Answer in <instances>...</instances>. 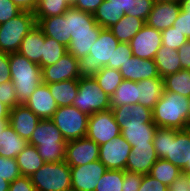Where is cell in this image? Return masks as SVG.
<instances>
[{"label":"cell","instance_id":"cell-30","mask_svg":"<svg viewBox=\"0 0 190 191\" xmlns=\"http://www.w3.org/2000/svg\"><path fill=\"white\" fill-rule=\"evenodd\" d=\"M58 107L72 105L78 94V79L47 84Z\"/></svg>","mask_w":190,"mask_h":191},{"label":"cell","instance_id":"cell-23","mask_svg":"<svg viewBox=\"0 0 190 191\" xmlns=\"http://www.w3.org/2000/svg\"><path fill=\"white\" fill-rule=\"evenodd\" d=\"M68 19L69 36L94 34L101 27L97 24L93 14L83 12L75 7H70L66 11Z\"/></svg>","mask_w":190,"mask_h":191},{"label":"cell","instance_id":"cell-5","mask_svg":"<svg viewBox=\"0 0 190 191\" xmlns=\"http://www.w3.org/2000/svg\"><path fill=\"white\" fill-rule=\"evenodd\" d=\"M119 43L109 29L103 28L91 47L89 55L79 59L81 76L93 77L104 66L113 68V54Z\"/></svg>","mask_w":190,"mask_h":191},{"label":"cell","instance_id":"cell-58","mask_svg":"<svg viewBox=\"0 0 190 191\" xmlns=\"http://www.w3.org/2000/svg\"><path fill=\"white\" fill-rule=\"evenodd\" d=\"M181 10L190 13V0H180Z\"/></svg>","mask_w":190,"mask_h":191},{"label":"cell","instance_id":"cell-14","mask_svg":"<svg viewBox=\"0 0 190 191\" xmlns=\"http://www.w3.org/2000/svg\"><path fill=\"white\" fill-rule=\"evenodd\" d=\"M99 159V145L87 137L66 143L65 162L70 167L85 165Z\"/></svg>","mask_w":190,"mask_h":191},{"label":"cell","instance_id":"cell-41","mask_svg":"<svg viewBox=\"0 0 190 191\" xmlns=\"http://www.w3.org/2000/svg\"><path fill=\"white\" fill-rule=\"evenodd\" d=\"M0 176L9 183L21 176L16 158L0 156Z\"/></svg>","mask_w":190,"mask_h":191},{"label":"cell","instance_id":"cell-45","mask_svg":"<svg viewBox=\"0 0 190 191\" xmlns=\"http://www.w3.org/2000/svg\"><path fill=\"white\" fill-rule=\"evenodd\" d=\"M132 56L130 44L120 42L113 54V69L119 70Z\"/></svg>","mask_w":190,"mask_h":191},{"label":"cell","instance_id":"cell-10","mask_svg":"<svg viewBox=\"0 0 190 191\" xmlns=\"http://www.w3.org/2000/svg\"><path fill=\"white\" fill-rule=\"evenodd\" d=\"M120 134V127L116 123L111 109L93 113L88 117L86 137L93 140L99 146Z\"/></svg>","mask_w":190,"mask_h":191},{"label":"cell","instance_id":"cell-3","mask_svg":"<svg viewBox=\"0 0 190 191\" xmlns=\"http://www.w3.org/2000/svg\"><path fill=\"white\" fill-rule=\"evenodd\" d=\"M67 141L52 119L40 120L34 129L28 144L37 147L44 162H62L65 160Z\"/></svg>","mask_w":190,"mask_h":191},{"label":"cell","instance_id":"cell-39","mask_svg":"<svg viewBox=\"0 0 190 191\" xmlns=\"http://www.w3.org/2000/svg\"><path fill=\"white\" fill-rule=\"evenodd\" d=\"M70 8L66 0H39L34 11L35 18H46L64 14Z\"/></svg>","mask_w":190,"mask_h":191},{"label":"cell","instance_id":"cell-27","mask_svg":"<svg viewBox=\"0 0 190 191\" xmlns=\"http://www.w3.org/2000/svg\"><path fill=\"white\" fill-rule=\"evenodd\" d=\"M27 144L9 124L0 131V156L16 158Z\"/></svg>","mask_w":190,"mask_h":191},{"label":"cell","instance_id":"cell-21","mask_svg":"<svg viewBox=\"0 0 190 191\" xmlns=\"http://www.w3.org/2000/svg\"><path fill=\"white\" fill-rule=\"evenodd\" d=\"M126 170L130 172L149 174L152 166L159 159L153 144L131 147Z\"/></svg>","mask_w":190,"mask_h":191},{"label":"cell","instance_id":"cell-16","mask_svg":"<svg viewBox=\"0 0 190 191\" xmlns=\"http://www.w3.org/2000/svg\"><path fill=\"white\" fill-rule=\"evenodd\" d=\"M116 123L122 131L126 126H143V123H154L152 109L137 103L134 105L124 104L111 108Z\"/></svg>","mask_w":190,"mask_h":191},{"label":"cell","instance_id":"cell-38","mask_svg":"<svg viewBox=\"0 0 190 191\" xmlns=\"http://www.w3.org/2000/svg\"><path fill=\"white\" fill-rule=\"evenodd\" d=\"M67 53V47L58 43L51 37L45 36L43 45V55L41 58V68L50 66L58 62Z\"/></svg>","mask_w":190,"mask_h":191},{"label":"cell","instance_id":"cell-4","mask_svg":"<svg viewBox=\"0 0 190 191\" xmlns=\"http://www.w3.org/2000/svg\"><path fill=\"white\" fill-rule=\"evenodd\" d=\"M11 81L20 104L31 96L42 83V68L18 52L9 53Z\"/></svg>","mask_w":190,"mask_h":191},{"label":"cell","instance_id":"cell-61","mask_svg":"<svg viewBox=\"0 0 190 191\" xmlns=\"http://www.w3.org/2000/svg\"><path fill=\"white\" fill-rule=\"evenodd\" d=\"M182 174L185 176L188 183V187L190 188V172H182Z\"/></svg>","mask_w":190,"mask_h":191},{"label":"cell","instance_id":"cell-55","mask_svg":"<svg viewBox=\"0 0 190 191\" xmlns=\"http://www.w3.org/2000/svg\"><path fill=\"white\" fill-rule=\"evenodd\" d=\"M169 191H190L187 180L183 174L169 186Z\"/></svg>","mask_w":190,"mask_h":191},{"label":"cell","instance_id":"cell-11","mask_svg":"<svg viewBox=\"0 0 190 191\" xmlns=\"http://www.w3.org/2000/svg\"><path fill=\"white\" fill-rule=\"evenodd\" d=\"M131 145L120 134L99 146V160L107 169L126 170Z\"/></svg>","mask_w":190,"mask_h":191},{"label":"cell","instance_id":"cell-43","mask_svg":"<svg viewBox=\"0 0 190 191\" xmlns=\"http://www.w3.org/2000/svg\"><path fill=\"white\" fill-rule=\"evenodd\" d=\"M155 0H130L128 15L144 21L148 18Z\"/></svg>","mask_w":190,"mask_h":191},{"label":"cell","instance_id":"cell-25","mask_svg":"<svg viewBox=\"0 0 190 191\" xmlns=\"http://www.w3.org/2000/svg\"><path fill=\"white\" fill-rule=\"evenodd\" d=\"M164 91L163 78L138 81V103L149 109L154 108Z\"/></svg>","mask_w":190,"mask_h":191},{"label":"cell","instance_id":"cell-8","mask_svg":"<svg viewBox=\"0 0 190 191\" xmlns=\"http://www.w3.org/2000/svg\"><path fill=\"white\" fill-rule=\"evenodd\" d=\"M72 105L89 116L111 109L110 97L99 87L95 78L89 76L78 79V94Z\"/></svg>","mask_w":190,"mask_h":191},{"label":"cell","instance_id":"cell-52","mask_svg":"<svg viewBox=\"0 0 190 191\" xmlns=\"http://www.w3.org/2000/svg\"><path fill=\"white\" fill-rule=\"evenodd\" d=\"M104 0H78L73 6L83 12L94 14Z\"/></svg>","mask_w":190,"mask_h":191},{"label":"cell","instance_id":"cell-37","mask_svg":"<svg viewBox=\"0 0 190 191\" xmlns=\"http://www.w3.org/2000/svg\"><path fill=\"white\" fill-rule=\"evenodd\" d=\"M124 15V12L108 4L107 0H104L93 14L97 24L107 29L115 25Z\"/></svg>","mask_w":190,"mask_h":191},{"label":"cell","instance_id":"cell-15","mask_svg":"<svg viewBox=\"0 0 190 191\" xmlns=\"http://www.w3.org/2000/svg\"><path fill=\"white\" fill-rule=\"evenodd\" d=\"M79 60L70 53H66L53 65L42 68V83H56L71 79H79Z\"/></svg>","mask_w":190,"mask_h":191},{"label":"cell","instance_id":"cell-49","mask_svg":"<svg viewBox=\"0 0 190 191\" xmlns=\"http://www.w3.org/2000/svg\"><path fill=\"white\" fill-rule=\"evenodd\" d=\"M172 27L190 40V13L181 10Z\"/></svg>","mask_w":190,"mask_h":191},{"label":"cell","instance_id":"cell-19","mask_svg":"<svg viewBox=\"0 0 190 191\" xmlns=\"http://www.w3.org/2000/svg\"><path fill=\"white\" fill-rule=\"evenodd\" d=\"M119 71L123 80L138 82L145 79L161 78L153 59H140L136 56H132L121 66Z\"/></svg>","mask_w":190,"mask_h":191},{"label":"cell","instance_id":"cell-57","mask_svg":"<svg viewBox=\"0 0 190 191\" xmlns=\"http://www.w3.org/2000/svg\"><path fill=\"white\" fill-rule=\"evenodd\" d=\"M10 108L0 101V119H9Z\"/></svg>","mask_w":190,"mask_h":191},{"label":"cell","instance_id":"cell-56","mask_svg":"<svg viewBox=\"0 0 190 191\" xmlns=\"http://www.w3.org/2000/svg\"><path fill=\"white\" fill-rule=\"evenodd\" d=\"M108 4L118 8L120 12L128 14L130 0H107Z\"/></svg>","mask_w":190,"mask_h":191},{"label":"cell","instance_id":"cell-35","mask_svg":"<svg viewBox=\"0 0 190 191\" xmlns=\"http://www.w3.org/2000/svg\"><path fill=\"white\" fill-rule=\"evenodd\" d=\"M103 28L101 27L94 34H83V35H74L71 36L70 44L67 47V52L73 55L76 59H81L84 56L89 55V51L93 44L98 39L100 31Z\"/></svg>","mask_w":190,"mask_h":191},{"label":"cell","instance_id":"cell-2","mask_svg":"<svg viewBox=\"0 0 190 191\" xmlns=\"http://www.w3.org/2000/svg\"><path fill=\"white\" fill-rule=\"evenodd\" d=\"M187 109V97L164 90L162 97L152 110L153 122L161 128L188 129L189 119Z\"/></svg>","mask_w":190,"mask_h":191},{"label":"cell","instance_id":"cell-20","mask_svg":"<svg viewBox=\"0 0 190 191\" xmlns=\"http://www.w3.org/2000/svg\"><path fill=\"white\" fill-rule=\"evenodd\" d=\"M40 120L41 119L24 104L17 105L10 109L8 119L9 125L27 142L30 140L32 133Z\"/></svg>","mask_w":190,"mask_h":191},{"label":"cell","instance_id":"cell-46","mask_svg":"<svg viewBox=\"0 0 190 191\" xmlns=\"http://www.w3.org/2000/svg\"><path fill=\"white\" fill-rule=\"evenodd\" d=\"M20 10L11 0H0V24H3L20 14Z\"/></svg>","mask_w":190,"mask_h":191},{"label":"cell","instance_id":"cell-36","mask_svg":"<svg viewBox=\"0 0 190 191\" xmlns=\"http://www.w3.org/2000/svg\"><path fill=\"white\" fill-rule=\"evenodd\" d=\"M98 82L99 87L111 97L117 87L123 81V77L118 69L104 66L97 74L93 76Z\"/></svg>","mask_w":190,"mask_h":191},{"label":"cell","instance_id":"cell-44","mask_svg":"<svg viewBox=\"0 0 190 191\" xmlns=\"http://www.w3.org/2000/svg\"><path fill=\"white\" fill-rule=\"evenodd\" d=\"M0 101L7 105L10 109L20 105L16 97L13 81H7L0 84Z\"/></svg>","mask_w":190,"mask_h":191},{"label":"cell","instance_id":"cell-51","mask_svg":"<svg viewBox=\"0 0 190 191\" xmlns=\"http://www.w3.org/2000/svg\"><path fill=\"white\" fill-rule=\"evenodd\" d=\"M10 80L9 53L0 52V84Z\"/></svg>","mask_w":190,"mask_h":191},{"label":"cell","instance_id":"cell-13","mask_svg":"<svg viewBox=\"0 0 190 191\" xmlns=\"http://www.w3.org/2000/svg\"><path fill=\"white\" fill-rule=\"evenodd\" d=\"M132 55L140 59H153L162 45L161 31L144 25L130 40Z\"/></svg>","mask_w":190,"mask_h":191},{"label":"cell","instance_id":"cell-22","mask_svg":"<svg viewBox=\"0 0 190 191\" xmlns=\"http://www.w3.org/2000/svg\"><path fill=\"white\" fill-rule=\"evenodd\" d=\"M35 19L37 26L42 30L45 36L51 37L58 43L68 47L71 37L69 36L66 12L57 16Z\"/></svg>","mask_w":190,"mask_h":191},{"label":"cell","instance_id":"cell-65","mask_svg":"<svg viewBox=\"0 0 190 191\" xmlns=\"http://www.w3.org/2000/svg\"><path fill=\"white\" fill-rule=\"evenodd\" d=\"M62 191H75L73 188H69L67 190H62Z\"/></svg>","mask_w":190,"mask_h":191},{"label":"cell","instance_id":"cell-18","mask_svg":"<svg viewBox=\"0 0 190 191\" xmlns=\"http://www.w3.org/2000/svg\"><path fill=\"white\" fill-rule=\"evenodd\" d=\"M24 105L28 107L41 120L52 119L58 106L56 100L51 95L48 85L41 83L25 101Z\"/></svg>","mask_w":190,"mask_h":191},{"label":"cell","instance_id":"cell-48","mask_svg":"<svg viewBox=\"0 0 190 191\" xmlns=\"http://www.w3.org/2000/svg\"><path fill=\"white\" fill-rule=\"evenodd\" d=\"M139 191H169V187L149 174L143 175Z\"/></svg>","mask_w":190,"mask_h":191},{"label":"cell","instance_id":"cell-62","mask_svg":"<svg viewBox=\"0 0 190 191\" xmlns=\"http://www.w3.org/2000/svg\"><path fill=\"white\" fill-rule=\"evenodd\" d=\"M188 119H189V129H190V96L188 97Z\"/></svg>","mask_w":190,"mask_h":191},{"label":"cell","instance_id":"cell-54","mask_svg":"<svg viewBox=\"0 0 190 191\" xmlns=\"http://www.w3.org/2000/svg\"><path fill=\"white\" fill-rule=\"evenodd\" d=\"M22 11L34 12L39 0H11Z\"/></svg>","mask_w":190,"mask_h":191},{"label":"cell","instance_id":"cell-64","mask_svg":"<svg viewBox=\"0 0 190 191\" xmlns=\"http://www.w3.org/2000/svg\"><path fill=\"white\" fill-rule=\"evenodd\" d=\"M155 1L180 2V0H155Z\"/></svg>","mask_w":190,"mask_h":191},{"label":"cell","instance_id":"cell-31","mask_svg":"<svg viewBox=\"0 0 190 191\" xmlns=\"http://www.w3.org/2000/svg\"><path fill=\"white\" fill-rule=\"evenodd\" d=\"M16 161L21 176H31L38 171L45 163L39 155L37 147L27 144L25 148L16 156Z\"/></svg>","mask_w":190,"mask_h":191},{"label":"cell","instance_id":"cell-1","mask_svg":"<svg viewBox=\"0 0 190 191\" xmlns=\"http://www.w3.org/2000/svg\"><path fill=\"white\" fill-rule=\"evenodd\" d=\"M158 158L170 161L182 172H190V129L158 127L153 138Z\"/></svg>","mask_w":190,"mask_h":191},{"label":"cell","instance_id":"cell-42","mask_svg":"<svg viewBox=\"0 0 190 191\" xmlns=\"http://www.w3.org/2000/svg\"><path fill=\"white\" fill-rule=\"evenodd\" d=\"M162 34V45L168 47L169 49L178 50L182 45H184L188 39L186 36L181 34L178 30H175L172 26L163 30Z\"/></svg>","mask_w":190,"mask_h":191},{"label":"cell","instance_id":"cell-24","mask_svg":"<svg viewBox=\"0 0 190 191\" xmlns=\"http://www.w3.org/2000/svg\"><path fill=\"white\" fill-rule=\"evenodd\" d=\"M45 35L36 25L22 40L18 53L41 67Z\"/></svg>","mask_w":190,"mask_h":191},{"label":"cell","instance_id":"cell-6","mask_svg":"<svg viewBox=\"0 0 190 191\" xmlns=\"http://www.w3.org/2000/svg\"><path fill=\"white\" fill-rule=\"evenodd\" d=\"M37 25L34 12L22 11L0 24V52H18L23 38Z\"/></svg>","mask_w":190,"mask_h":191},{"label":"cell","instance_id":"cell-63","mask_svg":"<svg viewBox=\"0 0 190 191\" xmlns=\"http://www.w3.org/2000/svg\"><path fill=\"white\" fill-rule=\"evenodd\" d=\"M70 7H73L78 0H66Z\"/></svg>","mask_w":190,"mask_h":191},{"label":"cell","instance_id":"cell-34","mask_svg":"<svg viewBox=\"0 0 190 191\" xmlns=\"http://www.w3.org/2000/svg\"><path fill=\"white\" fill-rule=\"evenodd\" d=\"M149 175L169 187L179 176L182 170L170 161L159 158L152 166Z\"/></svg>","mask_w":190,"mask_h":191},{"label":"cell","instance_id":"cell-53","mask_svg":"<svg viewBox=\"0 0 190 191\" xmlns=\"http://www.w3.org/2000/svg\"><path fill=\"white\" fill-rule=\"evenodd\" d=\"M181 69H190V40L182 45L178 50Z\"/></svg>","mask_w":190,"mask_h":191},{"label":"cell","instance_id":"cell-9","mask_svg":"<svg viewBox=\"0 0 190 191\" xmlns=\"http://www.w3.org/2000/svg\"><path fill=\"white\" fill-rule=\"evenodd\" d=\"M88 117L73 105L58 107L52 120L62 132L65 140L72 141L86 137Z\"/></svg>","mask_w":190,"mask_h":191},{"label":"cell","instance_id":"cell-28","mask_svg":"<svg viewBox=\"0 0 190 191\" xmlns=\"http://www.w3.org/2000/svg\"><path fill=\"white\" fill-rule=\"evenodd\" d=\"M158 126L155 123H143V126H126L121 131L123 138L131 145L153 144L154 134Z\"/></svg>","mask_w":190,"mask_h":191},{"label":"cell","instance_id":"cell-47","mask_svg":"<svg viewBox=\"0 0 190 191\" xmlns=\"http://www.w3.org/2000/svg\"><path fill=\"white\" fill-rule=\"evenodd\" d=\"M143 174L125 170L122 191H139Z\"/></svg>","mask_w":190,"mask_h":191},{"label":"cell","instance_id":"cell-50","mask_svg":"<svg viewBox=\"0 0 190 191\" xmlns=\"http://www.w3.org/2000/svg\"><path fill=\"white\" fill-rule=\"evenodd\" d=\"M8 191H36L29 176H20L9 184Z\"/></svg>","mask_w":190,"mask_h":191},{"label":"cell","instance_id":"cell-17","mask_svg":"<svg viewBox=\"0 0 190 191\" xmlns=\"http://www.w3.org/2000/svg\"><path fill=\"white\" fill-rule=\"evenodd\" d=\"M180 11V2L155 1L145 21L146 25L162 32L173 26Z\"/></svg>","mask_w":190,"mask_h":191},{"label":"cell","instance_id":"cell-60","mask_svg":"<svg viewBox=\"0 0 190 191\" xmlns=\"http://www.w3.org/2000/svg\"><path fill=\"white\" fill-rule=\"evenodd\" d=\"M9 124L8 119H0V131H3V129Z\"/></svg>","mask_w":190,"mask_h":191},{"label":"cell","instance_id":"cell-33","mask_svg":"<svg viewBox=\"0 0 190 191\" xmlns=\"http://www.w3.org/2000/svg\"><path fill=\"white\" fill-rule=\"evenodd\" d=\"M164 90L190 96V69H181L176 73L169 74L163 78Z\"/></svg>","mask_w":190,"mask_h":191},{"label":"cell","instance_id":"cell-7","mask_svg":"<svg viewBox=\"0 0 190 191\" xmlns=\"http://www.w3.org/2000/svg\"><path fill=\"white\" fill-rule=\"evenodd\" d=\"M36 191H62L71 188V169L65 162H45L30 176Z\"/></svg>","mask_w":190,"mask_h":191},{"label":"cell","instance_id":"cell-29","mask_svg":"<svg viewBox=\"0 0 190 191\" xmlns=\"http://www.w3.org/2000/svg\"><path fill=\"white\" fill-rule=\"evenodd\" d=\"M176 49H169L161 45L154 58L158 73L161 78L181 70L180 58Z\"/></svg>","mask_w":190,"mask_h":191},{"label":"cell","instance_id":"cell-32","mask_svg":"<svg viewBox=\"0 0 190 191\" xmlns=\"http://www.w3.org/2000/svg\"><path fill=\"white\" fill-rule=\"evenodd\" d=\"M138 103V82L123 80L116 91L110 97V107L124 104L134 105Z\"/></svg>","mask_w":190,"mask_h":191},{"label":"cell","instance_id":"cell-40","mask_svg":"<svg viewBox=\"0 0 190 191\" xmlns=\"http://www.w3.org/2000/svg\"><path fill=\"white\" fill-rule=\"evenodd\" d=\"M125 170L107 169L95 191H122Z\"/></svg>","mask_w":190,"mask_h":191},{"label":"cell","instance_id":"cell-12","mask_svg":"<svg viewBox=\"0 0 190 191\" xmlns=\"http://www.w3.org/2000/svg\"><path fill=\"white\" fill-rule=\"evenodd\" d=\"M71 188L75 191H95V188L107 171L105 165L98 159L85 165L70 167Z\"/></svg>","mask_w":190,"mask_h":191},{"label":"cell","instance_id":"cell-26","mask_svg":"<svg viewBox=\"0 0 190 191\" xmlns=\"http://www.w3.org/2000/svg\"><path fill=\"white\" fill-rule=\"evenodd\" d=\"M146 25V22L140 18L125 14L109 30L115 38L121 43H129L130 40Z\"/></svg>","mask_w":190,"mask_h":191},{"label":"cell","instance_id":"cell-59","mask_svg":"<svg viewBox=\"0 0 190 191\" xmlns=\"http://www.w3.org/2000/svg\"><path fill=\"white\" fill-rule=\"evenodd\" d=\"M9 182L5 179H2L0 176V191H8L9 190Z\"/></svg>","mask_w":190,"mask_h":191}]
</instances>
